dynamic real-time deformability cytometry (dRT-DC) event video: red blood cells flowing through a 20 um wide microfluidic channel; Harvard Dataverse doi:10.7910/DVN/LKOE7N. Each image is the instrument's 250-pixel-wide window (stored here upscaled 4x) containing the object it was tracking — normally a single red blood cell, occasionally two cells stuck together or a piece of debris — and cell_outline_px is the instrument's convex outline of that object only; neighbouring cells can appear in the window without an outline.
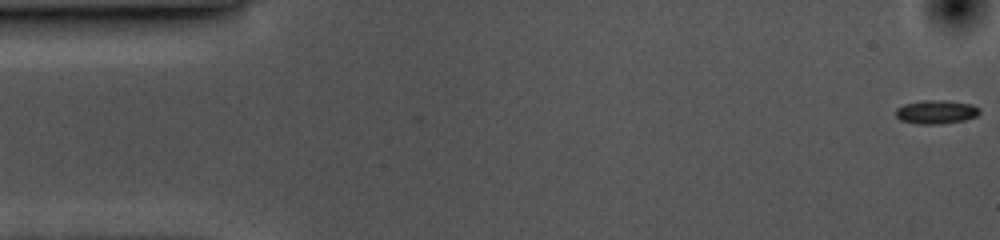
{"species": "common noctule bat (a hibernating species)", "species_latin": "Nyctalus noctula", "temperature_condition": "cold", "stored_images_in_passage": 56, "camera_frame_rate_fps": 3000, "um_per_image_px": 0.085, "animal": {"sex": "female", "body_mass_g": 10.0, "forearm_length_mm": 53.1}, "frame": {"image": 1, "passage_image": 1, "time_ms": 0.0, "image_size_px": [1000, 240], "cell_outline_px": [[980, 112], [976, 116], [964, 120], [940, 124], [916, 124], [900, 120], [896, 116], [896, 108], [904, 104], [920, 100], [944, 100], [972, 104], [980, 108]], "centroid_in_image_um": [79.56, 9.51], "position_along_channel_um": 5.4, "area_um2": 11.68}}
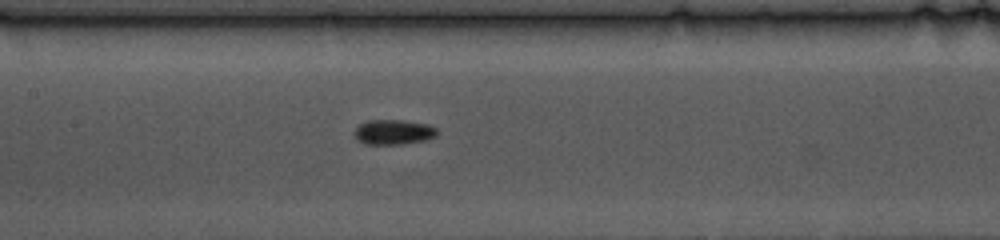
{"frame": {"image": 2, "passage_image": 25, "time_ms": 8.0, "image_size_px": [1000, 240], "cell_outline_px": [[440, 132], [436, 136], [424, 140], [400, 144], [364, 144], [356, 140], [356, 128], [360, 124], [368, 120], [404, 120], [428, 124], [436, 128]], "centroid_in_image_um": [33.47, 11.22], "position_along_channel_um": 173.9, "area_um2": 12.02}}
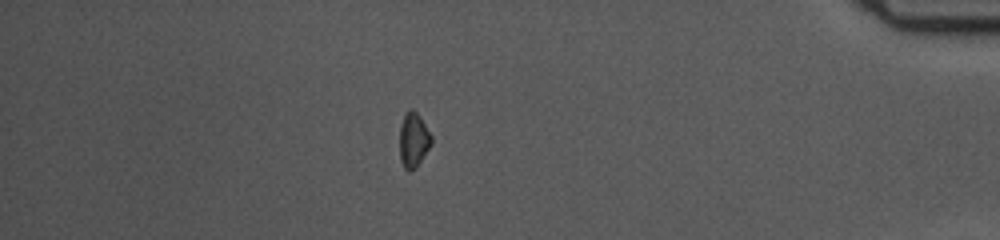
{"frame": {"image": 3, "passage_image": 48, "time_ms": 15.667, "image_size_px": [1000, 240], "cell_outline_px": [[432, 144], [416, 168], [408, 172], [404, 168], [400, 160], [400, 128], [404, 116], [412, 108], [420, 116], [432, 136]], "centroid_in_image_um": [35.16, 11.94], "position_along_channel_um": 400.0, "area_um2": 10.12}, "authors_computed_cell_mechanics": {"area_um2": 10.8664, "velocity_mm_per_s": 3.5653, "shape_relaxation_time_tau1_ms": 3.5874, "shape_relaxation_time_tau2_ms": 5.3406, "deformation_change_tau1": 0.0782, "deformation_change_tau2": 0.0799}}